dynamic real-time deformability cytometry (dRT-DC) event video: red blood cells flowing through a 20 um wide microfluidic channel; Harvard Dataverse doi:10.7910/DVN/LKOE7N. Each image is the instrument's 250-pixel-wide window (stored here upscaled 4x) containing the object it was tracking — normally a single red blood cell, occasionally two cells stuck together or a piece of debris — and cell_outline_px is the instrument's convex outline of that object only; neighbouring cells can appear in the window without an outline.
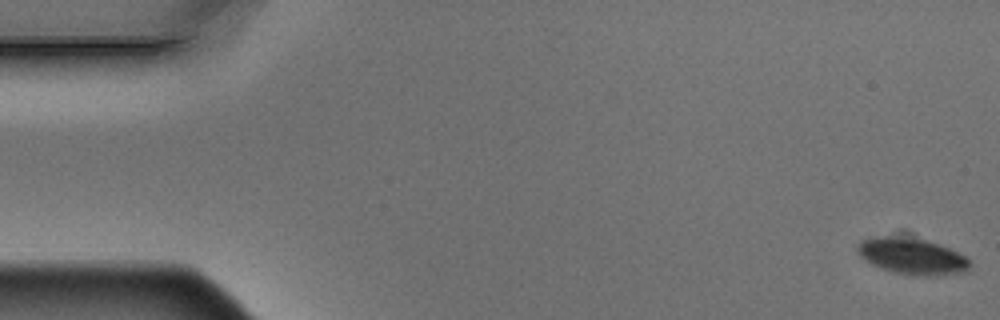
{"species": "Egyptian fruit bat (a non-hibernating species)", "species_latin": "Rousettus aegyptiacus", "temperature_condition": "warm", "stored_images_in_passage": 15, "camera_frame_rate_fps": 3000, "um_per_image_px": 0.085, "animal": {"sex": "male"}, "frame": {"image": 1, "passage_image": 1, "time_ms": 0.0, "image_size_px": [1000, 320], "cell_outline_px": [[972, 264], [964, 272], [928, 276], [924, 276], [896, 272], [872, 264], [860, 256], [856, 252], [856, 248], [860, 240], [876, 236], [892, 236], [928, 240], [948, 248], [964, 256]], "centroid_in_image_um": [77.49, 21.76], "position_along_channel_um": 7.5, "area_um2": 23.35}}
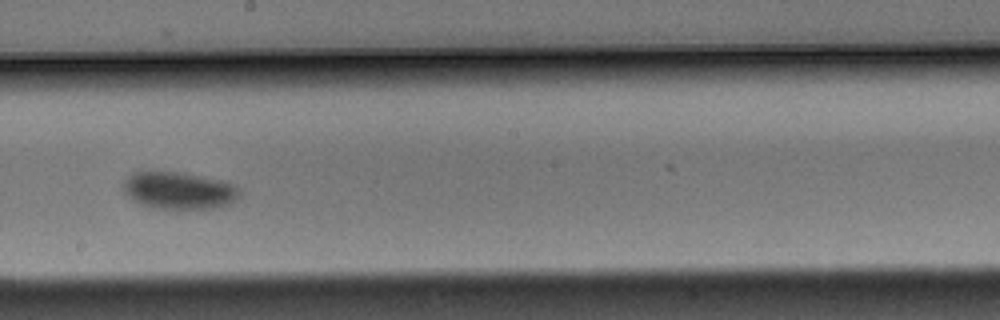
{"frame": {"image": 2, "passage_image": 9, "time_ms": 2.667, "image_size_px": [1000, 320], "cell_outline_px": [[240, 196], [232, 204], [216, 208], [152, 208], [140, 204], [132, 200], [120, 188], [124, 180], [132, 172], [140, 168], [184, 172], [204, 176], [220, 180], [232, 184], [240, 188]], "centroid_in_image_um": [15.14, 16.14], "position_along_channel_um": 233.1, "area_um2": 26.3}}
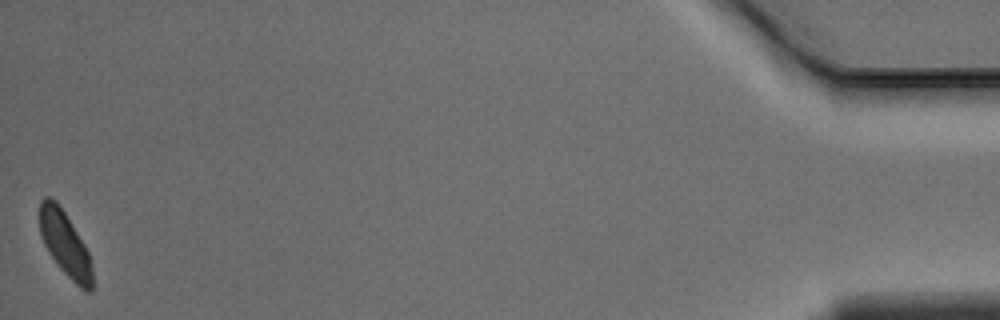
{"frame": {"image": 3, "passage_image": 15, "time_ms": 4.667, "image_size_px": [1000, 320], "cell_outline_px": [[92, 292], [88, 292], [80, 288], [60, 268], [44, 244], [40, 232], [40, 200], [44, 196], [48, 196], [56, 200], [64, 212], [84, 244], [88, 252], [92, 264]], "centroid_in_image_um": [5.53, 20.73], "position_along_channel_um": 429.7, "area_um2": 19.54}}